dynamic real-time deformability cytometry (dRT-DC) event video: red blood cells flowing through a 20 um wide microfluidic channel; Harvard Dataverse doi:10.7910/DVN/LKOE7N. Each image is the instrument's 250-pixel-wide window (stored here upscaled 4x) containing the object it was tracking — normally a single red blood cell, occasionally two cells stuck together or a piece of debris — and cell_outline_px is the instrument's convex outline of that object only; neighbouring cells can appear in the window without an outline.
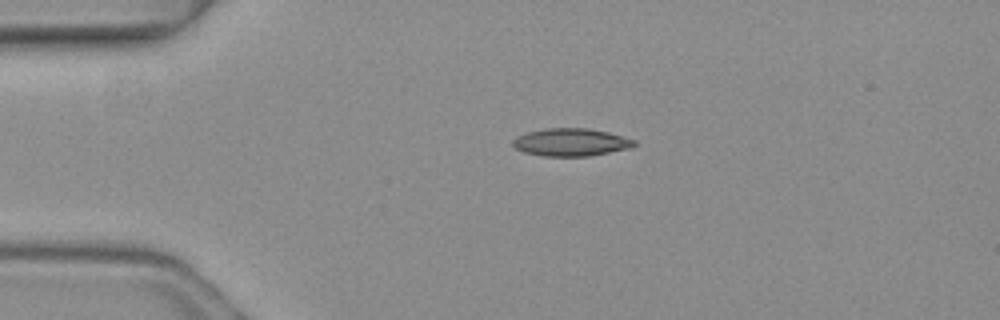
{"species": "common noctule bat (a hibernating species)", "species_latin": "Nyctalus noctula", "temperature_condition": "warm", "stored_images_in_passage": 4, "camera_frame_rate_fps": 3000, "um_per_image_px": 0.085, "animal": {"sex": "female", "body_mass_g": 19.3, "forearm_length_mm": 54.1}, "frame": {"image": 1, "passage_image": 3, "time_ms": 0.667, "image_size_px": [1000, 320], "cell_outline_px": [[636, 144], [632, 148], [588, 156], [544, 156], [524, 152], [516, 148], [512, 144], [512, 140], [516, 136], [528, 132], [548, 128], [588, 128], [608, 132], [636, 140]], "centroid_in_image_um": [48.54, 12.09], "position_along_channel_um": 36.5, "area_um2": 19.59}}